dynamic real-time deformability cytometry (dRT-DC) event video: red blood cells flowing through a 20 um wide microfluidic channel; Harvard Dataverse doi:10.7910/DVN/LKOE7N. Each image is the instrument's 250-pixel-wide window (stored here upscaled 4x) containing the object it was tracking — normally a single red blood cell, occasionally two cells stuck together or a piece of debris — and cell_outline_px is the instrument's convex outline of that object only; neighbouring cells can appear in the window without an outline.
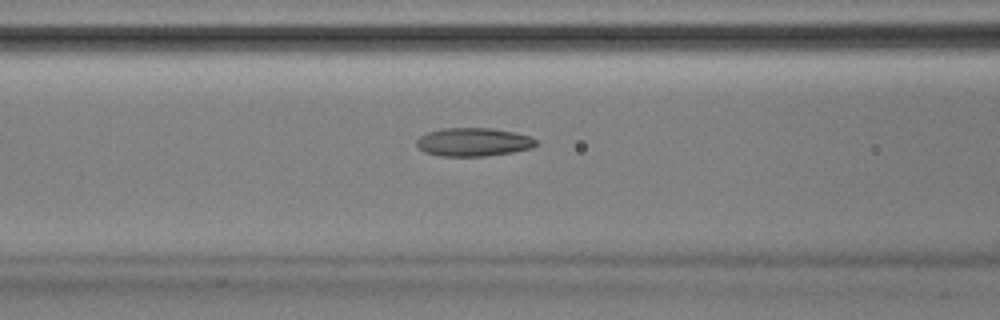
{"species": "Egyptian fruit bat (a non-hibernating species)", "species_latin": "Rousettus aegyptiacus", "temperature_condition": "room temperature", "stored_images_in_passage": 37, "camera_frame_rate_fps": 3000, "um_per_image_px": 0.085, "animal": {"sex": "male"}, "frame": {"image": 1, "passage_image": 6, "time_ms": 1.667, "image_size_px": [1000, 320], "cell_outline_px": [[540, 144], [532, 148], [512, 152], [484, 156], [440, 156], [424, 152], [416, 144], [416, 140], [420, 136], [428, 132], [444, 128], [492, 128], [512, 132], [528, 136], [536, 140]], "centroid_in_image_um": [40.24, 12.08], "position_along_channel_um": 126.4, "area_um2": 19.71}}
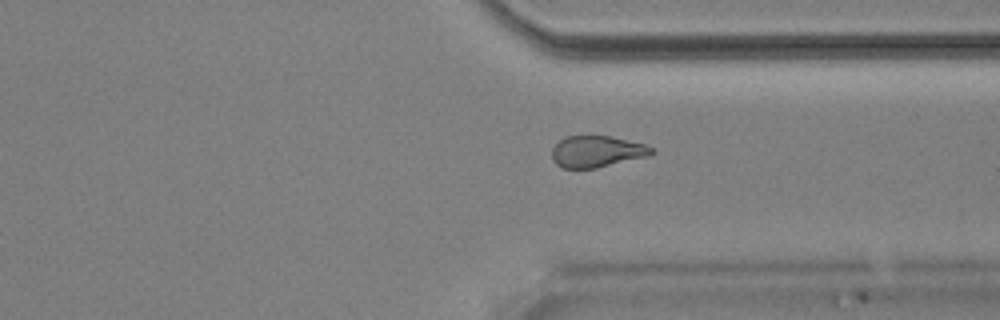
{"frame": {"image": 2, "passage_image": 24, "time_ms": 7.667, "image_size_px": [1000, 320], "cell_outline_px": [[656, 152], [648, 156], [596, 168], [560, 168], [552, 160], [552, 148], [564, 136], [608, 136], [644, 144], [652, 148]], "centroid_in_image_um": [50.7, 12.89], "position_along_channel_um": 360.7, "area_um2": 18.21}}
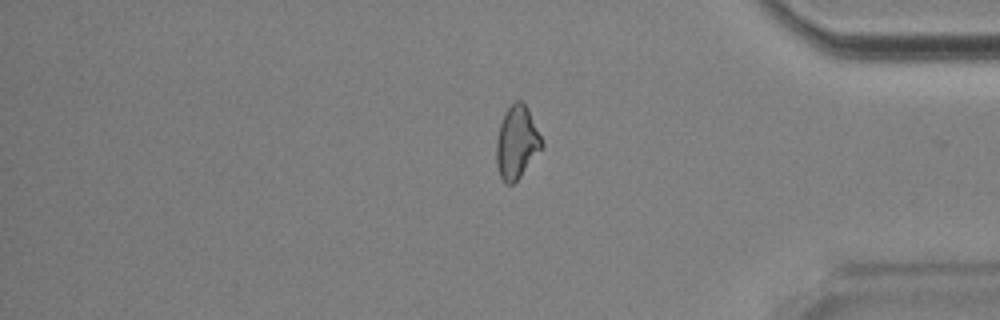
{"frame": {"image": 3, "passage_image": 28, "time_ms": 9.0, "image_size_px": [1000, 320], "cell_outline_px": [[544, 144], [520, 176], [512, 184], [504, 184], [500, 176], [496, 164], [496, 140], [500, 124], [504, 112], [516, 100], [520, 100], [528, 108]], "centroid_in_image_um": [43.9, 12.09], "position_along_channel_um": 391.3, "area_um2": 19.02}, "authors_computed_cell_mechanics": {"area_um2": 19.3052, "velocity_mm_per_s": 3.9095, "shape_relaxation_time_tau1_ms": 6.4229, "shape_relaxation_time_tau2_ms": 2.8657, "deformation_change_tau1": 0.1911, "deformation_change_tau2": 0.1104}}